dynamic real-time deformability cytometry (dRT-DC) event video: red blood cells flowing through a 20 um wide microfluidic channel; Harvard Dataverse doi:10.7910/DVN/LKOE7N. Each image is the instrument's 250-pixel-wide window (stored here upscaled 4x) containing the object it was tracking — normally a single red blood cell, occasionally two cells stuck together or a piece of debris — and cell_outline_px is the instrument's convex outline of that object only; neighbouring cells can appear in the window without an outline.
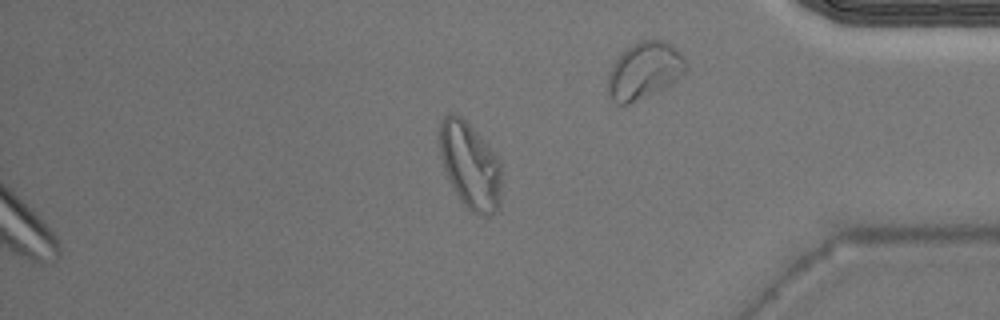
{"species": "Egyptian fruit bat (a non-hibernating species)", "species_latin": "Rousettus aegyptiacus", "temperature_condition": "warm", "stored_images_in_passage": 42, "camera_frame_rate_fps": 3000, "um_per_image_px": 0.085, "animal": {"sex": "male"}, "frame": {"image": 1, "passage_image": 36, "time_ms": 11.667, "image_size_px": [1000, 320], "cell_outline_px": [[504, 164], [500, 204], [496, 212], [488, 216], [480, 216], [472, 212], [460, 200], [444, 168], [440, 156], [440, 120], [448, 112], [452, 112], [460, 116], [472, 128]], "centroid_in_image_um": [40.01, 14.1], "position_along_channel_um": 395.2, "area_um2": 31.5}}